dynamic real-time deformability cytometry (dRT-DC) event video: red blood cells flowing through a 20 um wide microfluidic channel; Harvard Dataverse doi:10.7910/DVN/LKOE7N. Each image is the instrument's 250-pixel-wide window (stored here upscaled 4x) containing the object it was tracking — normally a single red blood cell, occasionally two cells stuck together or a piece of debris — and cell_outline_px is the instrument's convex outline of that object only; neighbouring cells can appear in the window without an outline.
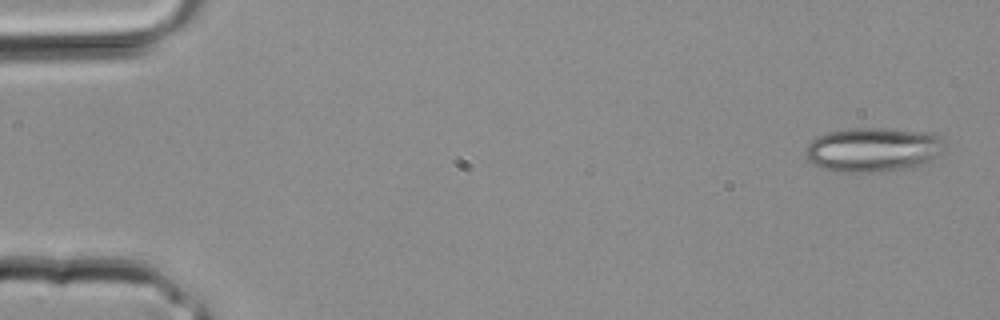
{"species": "common noctule bat (a hibernating species)", "species_latin": "Nyctalus noctula", "temperature_condition": "room temperature", "stored_images_in_passage": 2, "camera_frame_rate_fps": 3000, "um_per_image_px": 0.085, "animal": {"sex": "male", "body_mass_g": 20.4}, "frame": {"image": 1, "passage_image": 1, "time_ms": 0.0, "image_size_px": [1000, 320], "cell_outline_px": [[944, 140], [932, 156], [924, 164], [916, 168], [876, 172], [832, 172], [820, 168], [808, 160], [804, 152], [808, 144], [816, 136], [828, 132], [848, 128], [888, 128], [932, 132], [940, 136]], "centroid_in_image_um": [74.13, 12.72], "position_along_channel_um": 10.9, "area_um2": 36.13}}